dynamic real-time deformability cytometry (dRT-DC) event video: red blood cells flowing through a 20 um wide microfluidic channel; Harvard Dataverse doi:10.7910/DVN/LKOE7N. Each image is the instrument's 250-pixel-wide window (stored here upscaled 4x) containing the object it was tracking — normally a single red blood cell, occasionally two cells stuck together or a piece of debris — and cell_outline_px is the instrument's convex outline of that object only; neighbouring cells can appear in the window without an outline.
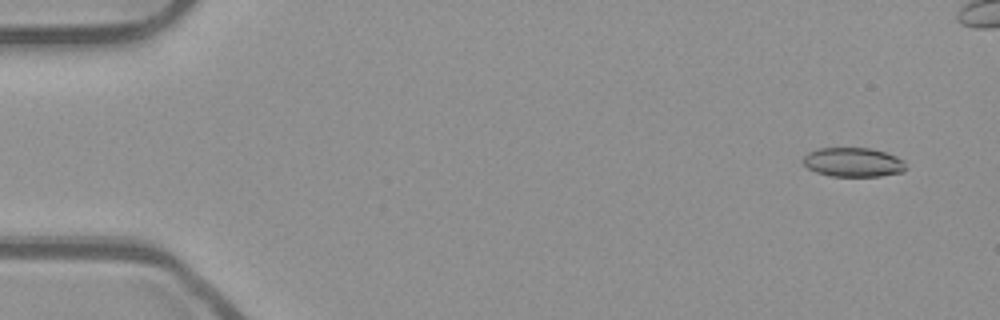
{"species": "common noctule bat (a hibernating species)", "species_latin": "Nyctalus noctula", "temperature_condition": "room temperature", "stored_images_in_passage": 13, "camera_frame_rate_fps": 3000, "um_per_image_px": 0.085, "animal": {"sex": "male", "body_mass_g": 23.1, "forearm_length_mm": 52.7}, "frame": {"image": 1, "passage_image": 4, "time_ms": 1.0, "image_size_px": [1000, 320], "cell_outline_px": [[908, 168], [904, 172], [880, 176], [832, 176], [816, 172], [808, 168], [804, 164], [804, 156], [808, 152], [816, 148], [872, 148], [896, 156], [904, 160]], "centroid_in_image_um": [72.56, 13.79], "position_along_channel_um": 12.4, "area_um2": 17.63}}